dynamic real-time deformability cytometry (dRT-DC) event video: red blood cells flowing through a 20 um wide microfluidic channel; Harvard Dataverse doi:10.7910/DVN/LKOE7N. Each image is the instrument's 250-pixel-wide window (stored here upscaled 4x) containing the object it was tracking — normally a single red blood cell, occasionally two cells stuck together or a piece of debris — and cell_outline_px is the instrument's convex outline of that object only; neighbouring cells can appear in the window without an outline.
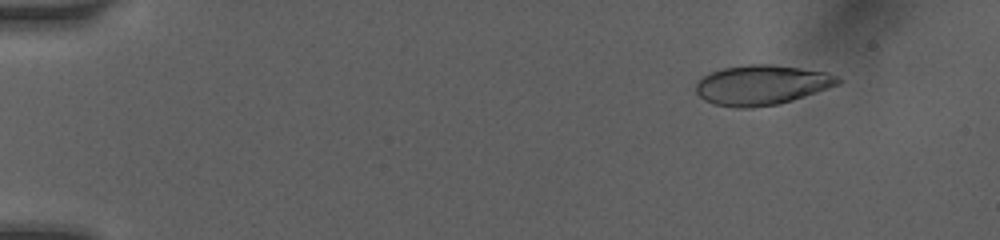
{"species": "human", "species_latin": "Homo sapiens", "temperature_condition": "room temperature", "stored_images_in_passage": 40, "camera_frame_rate_fps": 3000, "um_per_image_px": 0.085, "donor": {"sex": "female"}, "frame": {"image": 1, "passage_image": 9, "time_ms": 1.667, "image_size_px": [1000, 240], "cell_outline_px": [[844, 80], [840, 84], [792, 100], [776, 104], [752, 108], [736, 108], [716, 104], [704, 100], [696, 92], [696, 80], [712, 72], [724, 68], [744, 64], [772, 64], [828, 72]], "centroid_in_image_um": [64.75, 7.22], "position_along_channel_um": 20.3, "area_um2": 33.0}}
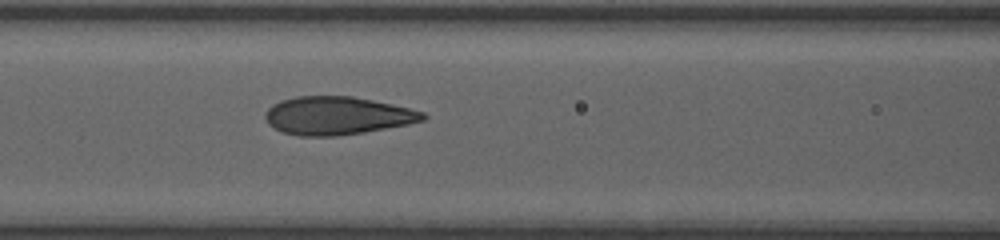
{"frame": {"image": 2, "passage_image": 34, "time_ms": 7.333, "image_size_px": [1000, 240], "cell_outline_px": [[428, 116], [424, 120], [408, 124], [364, 132], [336, 136], [300, 136], [284, 132], [268, 124], [264, 116], [264, 112], [272, 104], [280, 100], [296, 96], [352, 96], [392, 104], [424, 112]], "centroid_in_image_um": [28.64, 9.82], "position_along_channel_um": 138.0, "area_um2": 34.97}}
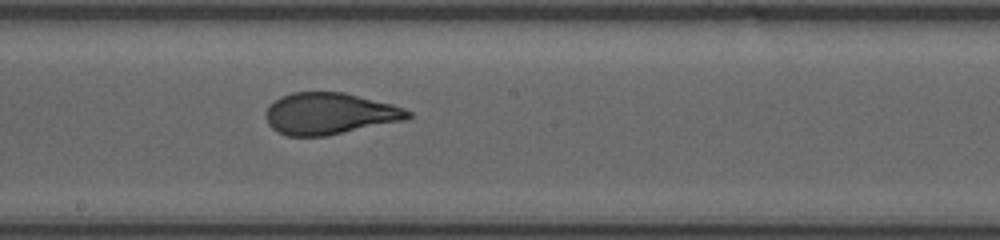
{"frame": {"image": 3, "passage_image": 40, "time_ms": 9.333, "image_size_px": [1000, 240], "cell_outline_px": [[412, 116], [408, 120], [324, 136], [288, 136], [276, 132], [268, 124], [264, 116], [264, 112], [280, 96], [292, 92], [344, 92], [392, 104], [404, 108], [412, 112]], "centroid_in_image_um": [28.02, 9.66], "position_along_channel_um": 220.2, "area_um2": 34.68}}